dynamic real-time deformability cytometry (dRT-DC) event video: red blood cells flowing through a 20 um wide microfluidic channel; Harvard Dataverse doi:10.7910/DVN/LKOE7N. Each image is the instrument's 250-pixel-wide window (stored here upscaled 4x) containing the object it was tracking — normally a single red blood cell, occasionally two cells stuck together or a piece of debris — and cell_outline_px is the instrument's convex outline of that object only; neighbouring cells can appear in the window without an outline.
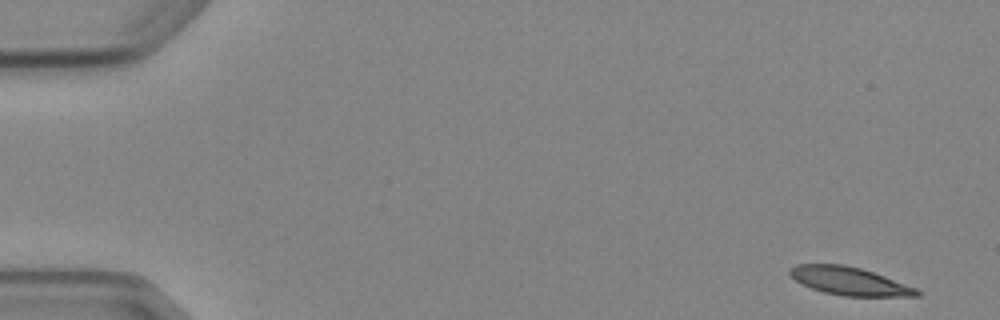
{"species": "Egyptian fruit bat (a non-hibernating species)", "species_latin": "Rousettus aegyptiacus", "temperature_condition": "cold", "stored_images_in_passage": 6, "camera_frame_rate_fps": 3000, "um_per_image_px": 0.085, "animal": {"sex": "female"}, "frame": {"image": 1, "passage_image": 1, "time_ms": 0.0, "image_size_px": [1000, 320], "cell_outline_px": [[920, 296], [844, 296], [824, 292], [800, 284], [788, 272], [788, 268], [796, 264], [844, 264], [860, 268], [884, 276], [916, 288], [920, 292]], "centroid_in_image_um": [72.16, 23.88], "position_along_channel_um": 12.8, "area_um2": 20.63}}
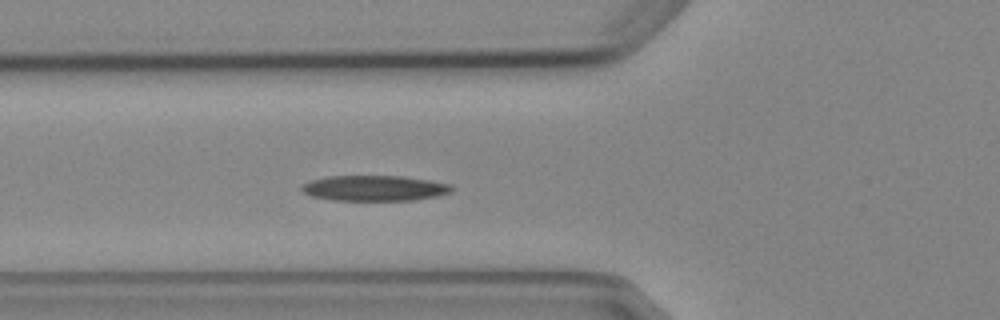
{"frame": {"image": 2, "passage_image": 6, "time_ms": 5.667, "image_size_px": [1000, 320], "cell_outline_px": [[456, 188], [452, 192], [436, 196], [412, 200], [332, 200], [312, 196], [304, 192], [300, 188], [304, 184], [312, 180], [328, 176], [404, 176], [452, 184]], "centroid_in_image_um": [31.88, 15.99], "position_along_channel_um": 93.9, "area_um2": 22.25}}